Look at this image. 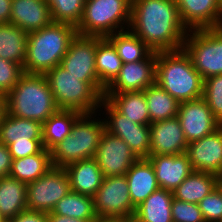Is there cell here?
Instances as JSON below:
<instances>
[{"mask_svg":"<svg viewBox=\"0 0 222 222\" xmlns=\"http://www.w3.org/2000/svg\"><path fill=\"white\" fill-rule=\"evenodd\" d=\"M95 114H82L75 121L71 133L50 150L53 167L65 168L80 160L95 157L105 131L104 120L101 117L96 120L93 117Z\"/></svg>","mask_w":222,"mask_h":222,"instance_id":"cell-5","label":"cell"},{"mask_svg":"<svg viewBox=\"0 0 222 222\" xmlns=\"http://www.w3.org/2000/svg\"><path fill=\"white\" fill-rule=\"evenodd\" d=\"M82 113L75 110L58 109L43 124V148L51 150L70 133L75 121Z\"/></svg>","mask_w":222,"mask_h":222,"instance_id":"cell-28","label":"cell"},{"mask_svg":"<svg viewBox=\"0 0 222 222\" xmlns=\"http://www.w3.org/2000/svg\"><path fill=\"white\" fill-rule=\"evenodd\" d=\"M51 12L53 22L79 25L84 13L86 0H45Z\"/></svg>","mask_w":222,"mask_h":222,"instance_id":"cell-35","label":"cell"},{"mask_svg":"<svg viewBox=\"0 0 222 222\" xmlns=\"http://www.w3.org/2000/svg\"><path fill=\"white\" fill-rule=\"evenodd\" d=\"M125 175L130 199L135 208L160 188L154 168L147 158H139Z\"/></svg>","mask_w":222,"mask_h":222,"instance_id":"cell-21","label":"cell"},{"mask_svg":"<svg viewBox=\"0 0 222 222\" xmlns=\"http://www.w3.org/2000/svg\"><path fill=\"white\" fill-rule=\"evenodd\" d=\"M186 29L218 28L220 0H175Z\"/></svg>","mask_w":222,"mask_h":222,"instance_id":"cell-19","label":"cell"},{"mask_svg":"<svg viewBox=\"0 0 222 222\" xmlns=\"http://www.w3.org/2000/svg\"><path fill=\"white\" fill-rule=\"evenodd\" d=\"M52 167L51 152L43 148L37 154L13 159L9 176L27 184L36 181Z\"/></svg>","mask_w":222,"mask_h":222,"instance_id":"cell-29","label":"cell"},{"mask_svg":"<svg viewBox=\"0 0 222 222\" xmlns=\"http://www.w3.org/2000/svg\"><path fill=\"white\" fill-rule=\"evenodd\" d=\"M144 94L151 123L177 117L180 103L157 83L148 86Z\"/></svg>","mask_w":222,"mask_h":222,"instance_id":"cell-32","label":"cell"},{"mask_svg":"<svg viewBox=\"0 0 222 222\" xmlns=\"http://www.w3.org/2000/svg\"><path fill=\"white\" fill-rule=\"evenodd\" d=\"M202 98L222 125V74L204 80Z\"/></svg>","mask_w":222,"mask_h":222,"instance_id":"cell-36","label":"cell"},{"mask_svg":"<svg viewBox=\"0 0 222 222\" xmlns=\"http://www.w3.org/2000/svg\"><path fill=\"white\" fill-rule=\"evenodd\" d=\"M156 83L181 103L202 97L204 79L180 49L156 52Z\"/></svg>","mask_w":222,"mask_h":222,"instance_id":"cell-3","label":"cell"},{"mask_svg":"<svg viewBox=\"0 0 222 222\" xmlns=\"http://www.w3.org/2000/svg\"><path fill=\"white\" fill-rule=\"evenodd\" d=\"M129 29L154 52L183 49L188 33L175 0H132Z\"/></svg>","mask_w":222,"mask_h":222,"instance_id":"cell-1","label":"cell"},{"mask_svg":"<svg viewBox=\"0 0 222 222\" xmlns=\"http://www.w3.org/2000/svg\"><path fill=\"white\" fill-rule=\"evenodd\" d=\"M103 98L119 113L135 123L141 125L151 124L144 91L104 93Z\"/></svg>","mask_w":222,"mask_h":222,"instance_id":"cell-24","label":"cell"},{"mask_svg":"<svg viewBox=\"0 0 222 222\" xmlns=\"http://www.w3.org/2000/svg\"><path fill=\"white\" fill-rule=\"evenodd\" d=\"M173 192L159 188L135 209L131 222H173Z\"/></svg>","mask_w":222,"mask_h":222,"instance_id":"cell-25","label":"cell"},{"mask_svg":"<svg viewBox=\"0 0 222 222\" xmlns=\"http://www.w3.org/2000/svg\"><path fill=\"white\" fill-rule=\"evenodd\" d=\"M183 49L204 80L222 74V29L189 30Z\"/></svg>","mask_w":222,"mask_h":222,"instance_id":"cell-8","label":"cell"},{"mask_svg":"<svg viewBox=\"0 0 222 222\" xmlns=\"http://www.w3.org/2000/svg\"><path fill=\"white\" fill-rule=\"evenodd\" d=\"M8 148L12 159H17L39 153L43 149V143L42 142L11 143L8 146Z\"/></svg>","mask_w":222,"mask_h":222,"instance_id":"cell-40","label":"cell"},{"mask_svg":"<svg viewBox=\"0 0 222 222\" xmlns=\"http://www.w3.org/2000/svg\"><path fill=\"white\" fill-rule=\"evenodd\" d=\"M42 123L6 113L0 124V143L42 142Z\"/></svg>","mask_w":222,"mask_h":222,"instance_id":"cell-23","label":"cell"},{"mask_svg":"<svg viewBox=\"0 0 222 222\" xmlns=\"http://www.w3.org/2000/svg\"><path fill=\"white\" fill-rule=\"evenodd\" d=\"M95 66L100 87L105 91L117 77L122 66L121 58L107 38H103L97 44Z\"/></svg>","mask_w":222,"mask_h":222,"instance_id":"cell-31","label":"cell"},{"mask_svg":"<svg viewBox=\"0 0 222 222\" xmlns=\"http://www.w3.org/2000/svg\"><path fill=\"white\" fill-rule=\"evenodd\" d=\"M102 39V37L77 34L60 65L70 74L79 77L81 81L87 82L103 98L104 90L100 87L95 66L97 44Z\"/></svg>","mask_w":222,"mask_h":222,"instance_id":"cell-10","label":"cell"},{"mask_svg":"<svg viewBox=\"0 0 222 222\" xmlns=\"http://www.w3.org/2000/svg\"><path fill=\"white\" fill-rule=\"evenodd\" d=\"M218 28L222 29V0H220V12L218 17Z\"/></svg>","mask_w":222,"mask_h":222,"instance_id":"cell-47","label":"cell"},{"mask_svg":"<svg viewBox=\"0 0 222 222\" xmlns=\"http://www.w3.org/2000/svg\"><path fill=\"white\" fill-rule=\"evenodd\" d=\"M27 210V184L10 176L0 177V212L6 219Z\"/></svg>","mask_w":222,"mask_h":222,"instance_id":"cell-27","label":"cell"},{"mask_svg":"<svg viewBox=\"0 0 222 222\" xmlns=\"http://www.w3.org/2000/svg\"><path fill=\"white\" fill-rule=\"evenodd\" d=\"M7 96V113L42 124L57 110L44 74L24 73Z\"/></svg>","mask_w":222,"mask_h":222,"instance_id":"cell-4","label":"cell"},{"mask_svg":"<svg viewBox=\"0 0 222 222\" xmlns=\"http://www.w3.org/2000/svg\"><path fill=\"white\" fill-rule=\"evenodd\" d=\"M99 219H121L131 222L135 213L126 175L104 177L93 196Z\"/></svg>","mask_w":222,"mask_h":222,"instance_id":"cell-9","label":"cell"},{"mask_svg":"<svg viewBox=\"0 0 222 222\" xmlns=\"http://www.w3.org/2000/svg\"><path fill=\"white\" fill-rule=\"evenodd\" d=\"M156 83V52L146 59L122 63L119 74L104 93L144 91Z\"/></svg>","mask_w":222,"mask_h":222,"instance_id":"cell-15","label":"cell"},{"mask_svg":"<svg viewBox=\"0 0 222 222\" xmlns=\"http://www.w3.org/2000/svg\"><path fill=\"white\" fill-rule=\"evenodd\" d=\"M107 39L114 45L122 63L144 60L153 52L130 29L116 32Z\"/></svg>","mask_w":222,"mask_h":222,"instance_id":"cell-33","label":"cell"},{"mask_svg":"<svg viewBox=\"0 0 222 222\" xmlns=\"http://www.w3.org/2000/svg\"><path fill=\"white\" fill-rule=\"evenodd\" d=\"M12 0H0V24L10 23Z\"/></svg>","mask_w":222,"mask_h":222,"instance_id":"cell-43","label":"cell"},{"mask_svg":"<svg viewBox=\"0 0 222 222\" xmlns=\"http://www.w3.org/2000/svg\"><path fill=\"white\" fill-rule=\"evenodd\" d=\"M23 74L20 64L0 58V93L7 95Z\"/></svg>","mask_w":222,"mask_h":222,"instance_id":"cell-39","label":"cell"},{"mask_svg":"<svg viewBox=\"0 0 222 222\" xmlns=\"http://www.w3.org/2000/svg\"><path fill=\"white\" fill-rule=\"evenodd\" d=\"M50 7L45 0H12L10 23L27 33L52 23Z\"/></svg>","mask_w":222,"mask_h":222,"instance_id":"cell-20","label":"cell"},{"mask_svg":"<svg viewBox=\"0 0 222 222\" xmlns=\"http://www.w3.org/2000/svg\"><path fill=\"white\" fill-rule=\"evenodd\" d=\"M198 205L205 222H222V186L219 184Z\"/></svg>","mask_w":222,"mask_h":222,"instance_id":"cell-37","label":"cell"},{"mask_svg":"<svg viewBox=\"0 0 222 222\" xmlns=\"http://www.w3.org/2000/svg\"><path fill=\"white\" fill-rule=\"evenodd\" d=\"M4 222H14V218H12V219H6Z\"/></svg>","mask_w":222,"mask_h":222,"instance_id":"cell-50","label":"cell"},{"mask_svg":"<svg viewBox=\"0 0 222 222\" xmlns=\"http://www.w3.org/2000/svg\"><path fill=\"white\" fill-rule=\"evenodd\" d=\"M103 106V107H102ZM100 109L104 108L105 130L120 137L138 158L150 155V125H141L119 113L105 98H102Z\"/></svg>","mask_w":222,"mask_h":222,"instance_id":"cell-12","label":"cell"},{"mask_svg":"<svg viewBox=\"0 0 222 222\" xmlns=\"http://www.w3.org/2000/svg\"><path fill=\"white\" fill-rule=\"evenodd\" d=\"M68 173L71 191L91 196L97 192L104 175L96 159H83L64 168Z\"/></svg>","mask_w":222,"mask_h":222,"instance_id":"cell-22","label":"cell"},{"mask_svg":"<svg viewBox=\"0 0 222 222\" xmlns=\"http://www.w3.org/2000/svg\"><path fill=\"white\" fill-rule=\"evenodd\" d=\"M28 33L11 23L0 24V58L22 67L26 58Z\"/></svg>","mask_w":222,"mask_h":222,"instance_id":"cell-30","label":"cell"},{"mask_svg":"<svg viewBox=\"0 0 222 222\" xmlns=\"http://www.w3.org/2000/svg\"><path fill=\"white\" fill-rule=\"evenodd\" d=\"M104 177L125 175L139 158L118 136L104 131L95 157Z\"/></svg>","mask_w":222,"mask_h":222,"instance_id":"cell-13","label":"cell"},{"mask_svg":"<svg viewBox=\"0 0 222 222\" xmlns=\"http://www.w3.org/2000/svg\"><path fill=\"white\" fill-rule=\"evenodd\" d=\"M177 118L188 143L210 135L222 126L202 97L181 102Z\"/></svg>","mask_w":222,"mask_h":222,"instance_id":"cell-14","label":"cell"},{"mask_svg":"<svg viewBox=\"0 0 222 222\" xmlns=\"http://www.w3.org/2000/svg\"><path fill=\"white\" fill-rule=\"evenodd\" d=\"M14 222H48L47 213L25 210L14 218Z\"/></svg>","mask_w":222,"mask_h":222,"instance_id":"cell-42","label":"cell"},{"mask_svg":"<svg viewBox=\"0 0 222 222\" xmlns=\"http://www.w3.org/2000/svg\"><path fill=\"white\" fill-rule=\"evenodd\" d=\"M132 0H86L78 35L107 38L129 29ZM128 27V28H127Z\"/></svg>","mask_w":222,"mask_h":222,"instance_id":"cell-6","label":"cell"},{"mask_svg":"<svg viewBox=\"0 0 222 222\" xmlns=\"http://www.w3.org/2000/svg\"><path fill=\"white\" fill-rule=\"evenodd\" d=\"M12 160L8 146L0 143V177L9 176Z\"/></svg>","mask_w":222,"mask_h":222,"instance_id":"cell-41","label":"cell"},{"mask_svg":"<svg viewBox=\"0 0 222 222\" xmlns=\"http://www.w3.org/2000/svg\"><path fill=\"white\" fill-rule=\"evenodd\" d=\"M48 222H94L96 220H82L78 218H70L68 216L57 215L53 213H47Z\"/></svg>","mask_w":222,"mask_h":222,"instance_id":"cell-44","label":"cell"},{"mask_svg":"<svg viewBox=\"0 0 222 222\" xmlns=\"http://www.w3.org/2000/svg\"><path fill=\"white\" fill-rule=\"evenodd\" d=\"M51 213L82 220L99 219L93 197L70 191L52 209Z\"/></svg>","mask_w":222,"mask_h":222,"instance_id":"cell-34","label":"cell"},{"mask_svg":"<svg viewBox=\"0 0 222 222\" xmlns=\"http://www.w3.org/2000/svg\"><path fill=\"white\" fill-rule=\"evenodd\" d=\"M70 191L66 170L52 167L36 181L27 183V210L50 213Z\"/></svg>","mask_w":222,"mask_h":222,"instance_id":"cell-11","label":"cell"},{"mask_svg":"<svg viewBox=\"0 0 222 222\" xmlns=\"http://www.w3.org/2000/svg\"><path fill=\"white\" fill-rule=\"evenodd\" d=\"M6 220V218L2 215V213L0 212V222H4Z\"/></svg>","mask_w":222,"mask_h":222,"instance_id":"cell-49","label":"cell"},{"mask_svg":"<svg viewBox=\"0 0 222 222\" xmlns=\"http://www.w3.org/2000/svg\"><path fill=\"white\" fill-rule=\"evenodd\" d=\"M44 75L58 109L75 110L82 114L98 113L100 110L102 97L87 82L70 74L60 64Z\"/></svg>","mask_w":222,"mask_h":222,"instance_id":"cell-7","label":"cell"},{"mask_svg":"<svg viewBox=\"0 0 222 222\" xmlns=\"http://www.w3.org/2000/svg\"><path fill=\"white\" fill-rule=\"evenodd\" d=\"M219 185L216 174L209 172L193 171L174 190L175 199L198 204L205 196L209 195Z\"/></svg>","mask_w":222,"mask_h":222,"instance_id":"cell-26","label":"cell"},{"mask_svg":"<svg viewBox=\"0 0 222 222\" xmlns=\"http://www.w3.org/2000/svg\"><path fill=\"white\" fill-rule=\"evenodd\" d=\"M185 153L194 171L217 174L222 165V126L210 135L189 142Z\"/></svg>","mask_w":222,"mask_h":222,"instance_id":"cell-16","label":"cell"},{"mask_svg":"<svg viewBox=\"0 0 222 222\" xmlns=\"http://www.w3.org/2000/svg\"><path fill=\"white\" fill-rule=\"evenodd\" d=\"M77 34L75 26L60 22L28 33L24 73L45 74L59 65Z\"/></svg>","mask_w":222,"mask_h":222,"instance_id":"cell-2","label":"cell"},{"mask_svg":"<svg viewBox=\"0 0 222 222\" xmlns=\"http://www.w3.org/2000/svg\"><path fill=\"white\" fill-rule=\"evenodd\" d=\"M157 183L160 188L174 192V190L194 170L186 153L178 155H149Z\"/></svg>","mask_w":222,"mask_h":222,"instance_id":"cell-18","label":"cell"},{"mask_svg":"<svg viewBox=\"0 0 222 222\" xmlns=\"http://www.w3.org/2000/svg\"><path fill=\"white\" fill-rule=\"evenodd\" d=\"M188 142L177 117L150 124V155H178Z\"/></svg>","mask_w":222,"mask_h":222,"instance_id":"cell-17","label":"cell"},{"mask_svg":"<svg viewBox=\"0 0 222 222\" xmlns=\"http://www.w3.org/2000/svg\"><path fill=\"white\" fill-rule=\"evenodd\" d=\"M7 113V96L0 93V124Z\"/></svg>","mask_w":222,"mask_h":222,"instance_id":"cell-45","label":"cell"},{"mask_svg":"<svg viewBox=\"0 0 222 222\" xmlns=\"http://www.w3.org/2000/svg\"><path fill=\"white\" fill-rule=\"evenodd\" d=\"M94 222H129V221L121 219H97Z\"/></svg>","mask_w":222,"mask_h":222,"instance_id":"cell-46","label":"cell"},{"mask_svg":"<svg viewBox=\"0 0 222 222\" xmlns=\"http://www.w3.org/2000/svg\"><path fill=\"white\" fill-rule=\"evenodd\" d=\"M171 214L173 222H205L198 204L184 202L174 197Z\"/></svg>","mask_w":222,"mask_h":222,"instance_id":"cell-38","label":"cell"},{"mask_svg":"<svg viewBox=\"0 0 222 222\" xmlns=\"http://www.w3.org/2000/svg\"><path fill=\"white\" fill-rule=\"evenodd\" d=\"M217 178H218V181L219 183L222 181V165L220 167V170L219 172L216 174Z\"/></svg>","mask_w":222,"mask_h":222,"instance_id":"cell-48","label":"cell"}]
</instances>
